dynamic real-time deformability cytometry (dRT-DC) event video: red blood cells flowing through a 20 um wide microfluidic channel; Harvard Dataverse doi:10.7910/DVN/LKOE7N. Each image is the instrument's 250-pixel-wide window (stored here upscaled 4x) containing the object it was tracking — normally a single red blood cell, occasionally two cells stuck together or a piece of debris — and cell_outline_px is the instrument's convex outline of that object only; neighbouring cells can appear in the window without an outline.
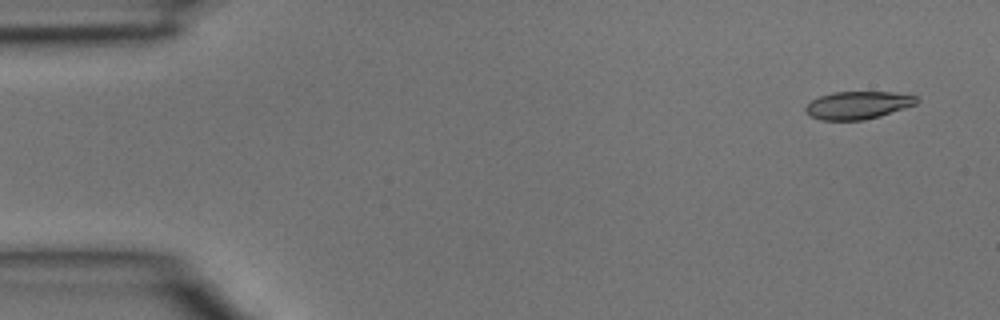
{"species": "common noctule bat (a hibernating species)", "species_latin": "Nyctalus noctula", "temperature_condition": "room temperature", "stored_images_in_passage": 4, "segment_of_instrument_passage": [2, 2], "camera_frame_rate_fps": 3000, "um_per_image_px": 0.085, "animal": {"sex": "male", "body_mass_g": 15.6}, "frame": {"image": 1, "passage_image": 4, "time_ms": 1.0, "image_size_px": [1000, 320], "cell_outline_px": [[920, 100], [916, 104], [880, 116], [864, 120], [820, 120], [804, 112], [804, 108], [812, 100], [820, 96], [832, 92], [892, 92], [916, 96]], "centroid_in_image_um": [72.91, 8.94], "position_along_channel_um": 12.1, "area_um2": 17.92}}